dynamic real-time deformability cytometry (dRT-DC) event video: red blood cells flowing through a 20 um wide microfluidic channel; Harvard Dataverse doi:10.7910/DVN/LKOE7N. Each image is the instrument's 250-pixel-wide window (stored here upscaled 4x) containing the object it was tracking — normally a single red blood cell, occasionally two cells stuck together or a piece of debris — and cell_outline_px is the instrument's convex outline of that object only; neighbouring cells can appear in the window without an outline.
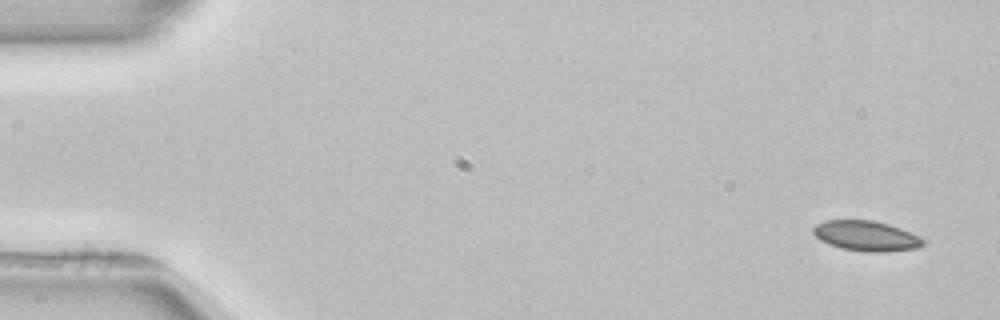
{"species": "common noctule bat (a hibernating species)", "species_latin": "Nyctalus noctula", "temperature_condition": "room temperature", "stored_images_in_passage": 52, "camera_frame_rate_fps": 3000, "um_per_image_px": 0.085, "animal": {"sex": "female", "body_mass_g": 22.7, "forearm_length_mm": 54.2}, "frame": {"image": 1, "passage_image": 1, "time_ms": 0.0, "image_size_px": [1000, 320], "cell_outline_px": [[924, 244], [916, 248], [884, 252], [868, 252], [840, 248], [828, 244], [820, 240], [812, 232], [812, 228], [816, 224], [824, 220], [872, 220], [888, 224], [900, 228], [920, 236], [924, 240]], "centroid_in_image_um": [73.6, 20.05], "position_along_channel_um": 11.4, "area_um2": 19.36}}
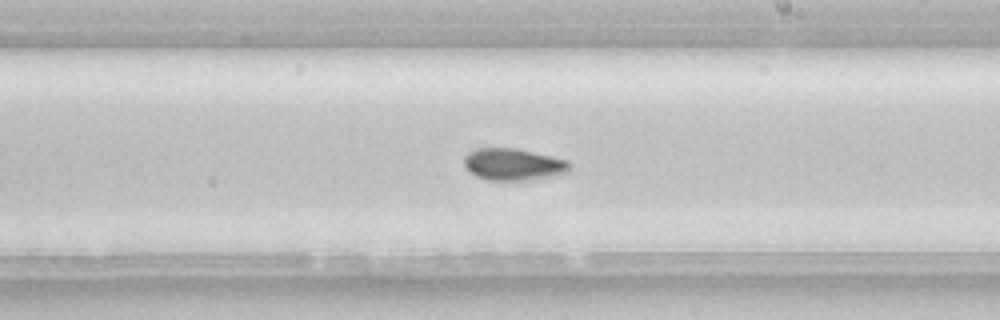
{"frame": {"image": 2, "passage_image": 29, "time_ms": 9.333, "image_size_px": [1000, 320], "cell_outline_px": [[568, 172], [528, 180], [488, 180], [476, 176], [468, 172], [464, 164], [464, 156], [468, 152], [476, 148], [516, 148], [552, 156], [568, 160]], "centroid_in_image_um": [43.56, 13.96], "position_along_channel_um": 245.4, "area_um2": 19.54}}